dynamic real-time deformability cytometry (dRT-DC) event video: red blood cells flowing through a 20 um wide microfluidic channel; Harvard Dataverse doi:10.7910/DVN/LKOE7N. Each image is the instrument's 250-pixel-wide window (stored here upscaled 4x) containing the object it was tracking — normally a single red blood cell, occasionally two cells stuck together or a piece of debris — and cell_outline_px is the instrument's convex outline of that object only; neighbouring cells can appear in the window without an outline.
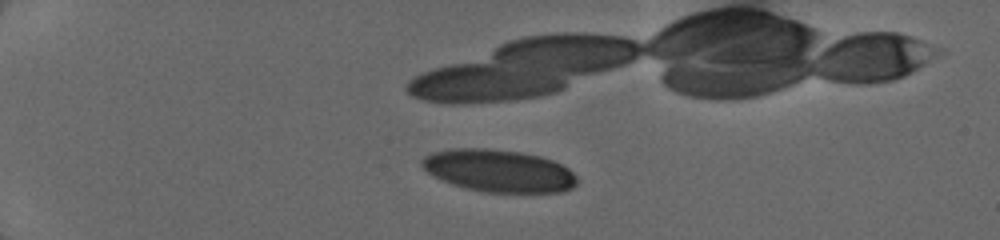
{"species": "human", "species_latin": "Homo sapiens", "temperature_condition": "cold", "stored_images_in_passage": 13, "camera_frame_rate_fps": 3000, "um_per_image_px": 0.085, "donor": {"sex": "female"}, "frame": {"image": 1, "passage_image": 1, "time_ms": 0.0, "image_size_px": [1000, 240], "cell_outline_px": [[576, 184], [572, 188], [564, 192], [484, 192], [464, 188], [452, 184], [428, 172], [420, 164], [420, 160], [424, 156], [432, 152], [452, 148], [484, 148], [520, 152], [540, 156], [552, 160], [568, 168], [576, 176]], "centroid_in_image_um": [42.38, 14.51], "position_along_channel_um": 42.6, "area_um2": 38.26}}
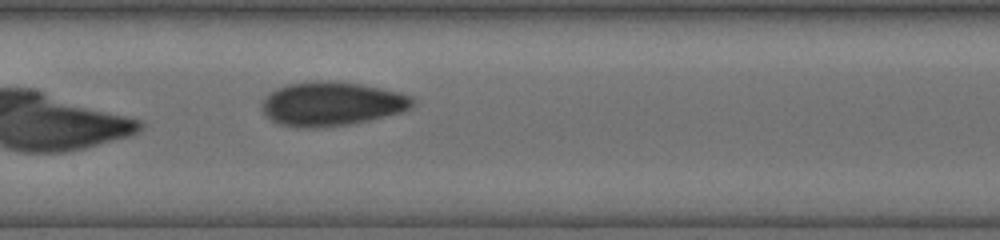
{"frame": {"image": 2, "passage_image": 13, "time_ms": 5.333, "image_size_px": [1000, 240], "cell_outline_px": [[416, 104], [412, 108], [404, 112], [352, 124], [324, 128], [296, 128], [280, 124], [264, 116], [260, 108], [268, 92], [276, 88], [288, 84], [316, 80], [328, 80], [360, 84], [400, 92], [412, 96], [416, 100]], "centroid_in_image_um": [28.2, 8.84], "position_along_channel_um": 179.2, "area_um2": 39.48}}